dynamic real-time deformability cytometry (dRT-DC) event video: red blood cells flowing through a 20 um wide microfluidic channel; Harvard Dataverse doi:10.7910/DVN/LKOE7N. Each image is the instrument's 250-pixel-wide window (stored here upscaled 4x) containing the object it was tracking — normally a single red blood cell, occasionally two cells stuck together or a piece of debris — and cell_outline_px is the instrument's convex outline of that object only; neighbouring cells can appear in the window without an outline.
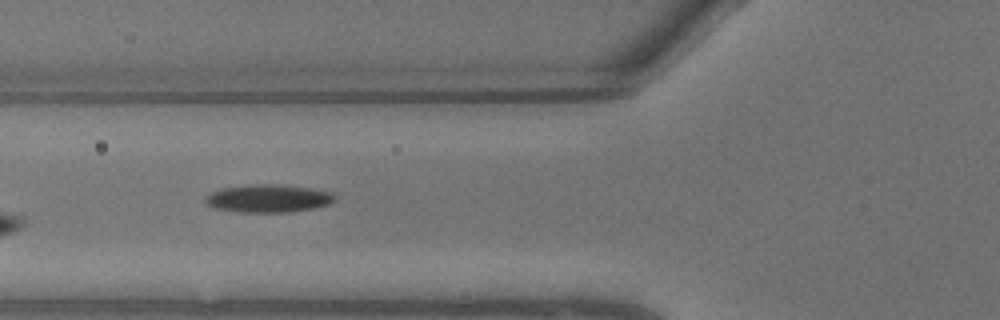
{"species": "common noctule bat (a hibernating species)", "species_latin": "Nyctalus noctula", "temperature_condition": "warm", "stored_images_in_passage": 5, "camera_frame_rate_fps": 3000, "um_per_image_px": 0.085, "animal": {"sex": "male", "body_mass_g": 13.3}, "frame": {"image": 1, "passage_image": 4, "time_ms": 1.0, "image_size_px": [1000, 320], "cell_outline_px": [[336, 196], [328, 204], [312, 208], [288, 212], [240, 212], [212, 208], [204, 200], [204, 196], [212, 192], [224, 188], [256, 184], [272, 184], [308, 188], [332, 192]], "centroid_in_image_um": [22.75, 16.87], "position_along_channel_um": 103.0, "area_um2": 20.69}}